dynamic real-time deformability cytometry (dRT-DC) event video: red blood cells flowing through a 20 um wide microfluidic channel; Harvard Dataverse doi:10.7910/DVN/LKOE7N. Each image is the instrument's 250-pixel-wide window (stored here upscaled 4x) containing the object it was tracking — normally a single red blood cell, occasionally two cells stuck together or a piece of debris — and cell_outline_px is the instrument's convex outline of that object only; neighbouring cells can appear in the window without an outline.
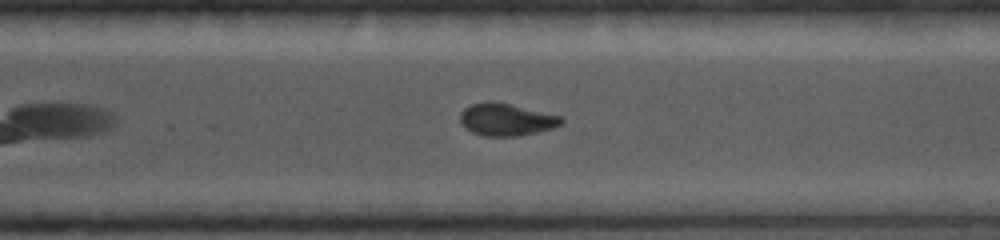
{"species": "common noctule bat (a hibernating species)", "species_latin": "Nyctalus noctula", "temperature_condition": "cold", "stored_images_in_passage": 43, "camera_frame_rate_fps": 5000, "um_per_image_px": 0.085, "animal": {"sex": "female", "body_mass_g": 19.0, "forearm_length_mm": 56.7}, "frame": {"image": 1, "passage_image": 31, "time_ms": 7.4, "image_size_px": [1000, 240], "cell_outline_px": [[564, 124], [552, 128], [536, 132], [516, 136], [484, 136], [472, 132], [464, 128], [460, 124], [460, 112], [464, 108], [472, 104], [508, 104], [560, 116], [564, 120]], "centroid_in_image_um": [43.03, 10.21], "position_along_channel_um": 327.6, "area_um2": 18.44}}